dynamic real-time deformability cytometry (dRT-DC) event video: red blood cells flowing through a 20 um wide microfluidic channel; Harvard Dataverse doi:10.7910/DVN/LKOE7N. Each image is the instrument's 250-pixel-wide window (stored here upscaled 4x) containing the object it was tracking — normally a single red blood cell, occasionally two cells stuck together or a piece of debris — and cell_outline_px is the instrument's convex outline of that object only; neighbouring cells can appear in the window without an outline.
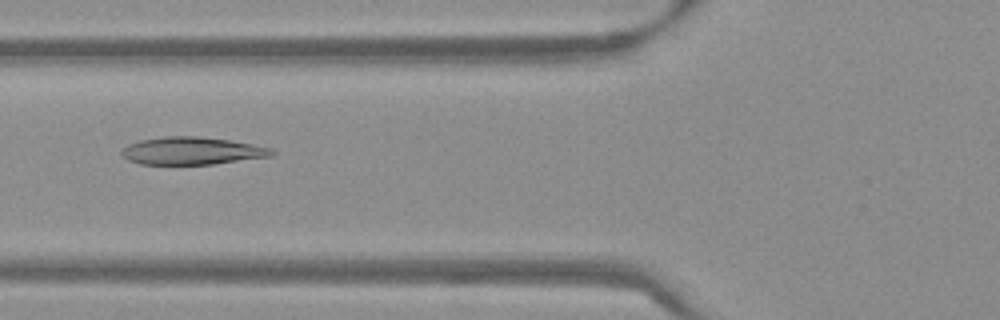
{"species": "Egyptian fruit bat (a non-hibernating species)", "species_latin": "Rousettus aegyptiacus", "temperature_condition": "warm", "stored_images_in_passage": 42, "camera_frame_rate_fps": 3000, "um_per_image_px": 0.085, "frame": {"image": 1, "passage_image": 9, "time_ms": 2.667, "image_size_px": [1000, 320], "cell_outline_px": [[276, 152], [272, 156], [212, 164], [140, 164], [128, 160], [120, 152], [128, 144], [140, 140], [164, 136], [200, 136], [228, 140], [252, 144], [272, 148]], "centroid_in_image_um": [16.32, 12.82], "position_along_channel_um": 109.5, "area_um2": 24.04}}
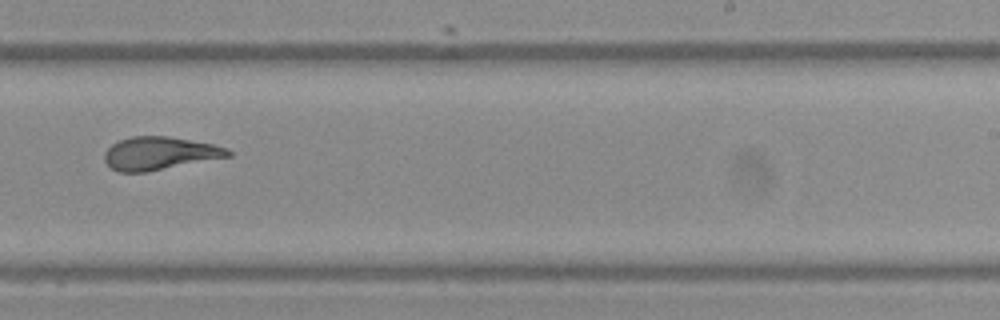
{"frame": {"image": 2, "passage_image": 22, "time_ms": 7.0, "image_size_px": [1000, 320], "cell_outline_px": [[232, 156], [148, 172], [120, 172], [112, 168], [104, 160], [104, 152], [112, 144], [120, 140], [132, 136], [168, 136], [212, 144], [228, 148], [232, 152]], "centroid_in_image_um": [13.58, 13.04], "position_along_channel_um": 275.4, "area_um2": 23.81}}
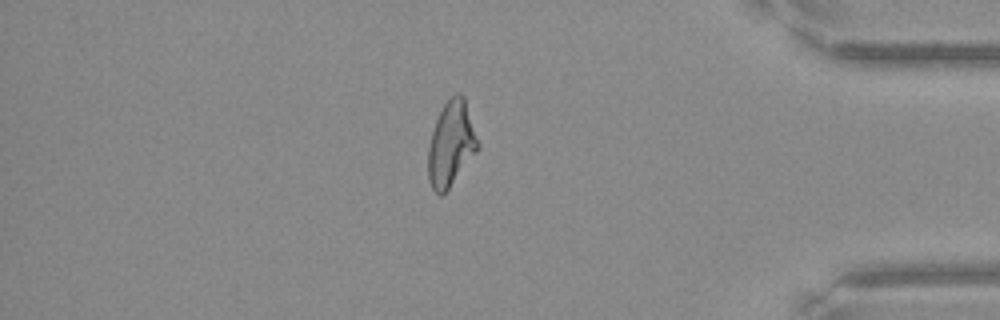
{"frame": {"image": 3, "passage_image": 34, "time_ms": 11.0, "image_size_px": [1000, 320], "cell_outline_px": [[480, 148], [448, 188], [440, 196], [432, 188], [428, 180], [428, 148], [432, 132], [436, 120], [444, 104], [456, 92], [460, 92], [464, 96], [480, 144]], "centroid_in_image_um": [38.36, 12.21], "position_along_channel_um": 396.8, "area_um2": 24.45}, "authors_computed_cell_mechanics": {"area_um2": 24.4494, "velocity_mm_per_s": 3.8233, "shape_relaxation_time_tau1_ms": 7.9705, "shape_relaxation_time_tau2_ms": 1.7767, "deformation_change_tau1": 0.2463, "deformation_change_tau2": 0.0914}}